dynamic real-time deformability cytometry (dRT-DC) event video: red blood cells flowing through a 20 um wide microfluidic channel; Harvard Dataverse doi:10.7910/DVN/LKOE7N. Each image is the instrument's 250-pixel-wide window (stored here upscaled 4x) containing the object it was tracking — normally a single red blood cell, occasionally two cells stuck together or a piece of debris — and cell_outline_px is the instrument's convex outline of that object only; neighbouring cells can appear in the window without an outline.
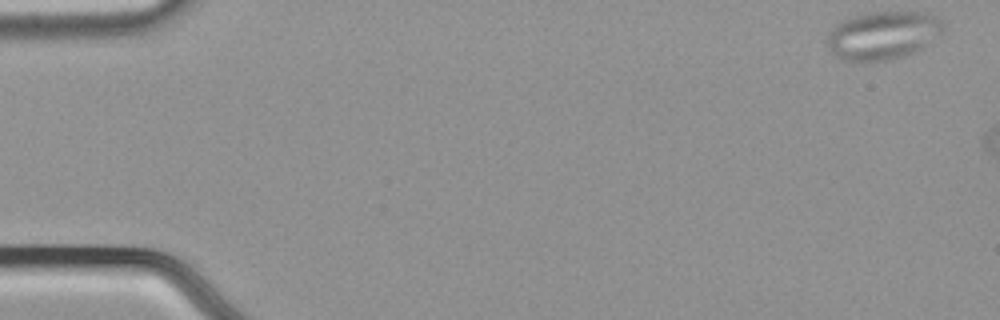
{"species": "common noctule bat (a hibernating species)", "species_latin": "Nyctalus noctula", "temperature_condition": "cold", "stored_images_in_passage": 7, "camera_frame_rate_fps": 3000, "um_per_image_px": 0.085, "animal": {"sex": "male", "body_mass_g": 21.5, "forearm_length_mm": 52.0}, "frame": {"image": 1, "passage_image": 1, "time_ms": 0.0, "image_size_px": [1000, 320], "cell_outline_px": [[944, 28], [924, 48], [916, 52], [892, 60], [864, 64], [856, 64], [840, 60], [832, 56], [824, 40], [828, 32], [836, 24], [848, 16], [864, 12], [928, 12], [944, 20]], "centroid_in_image_um": [74.96, 3.05], "position_along_channel_um": 10.0, "area_um2": 34.22}}